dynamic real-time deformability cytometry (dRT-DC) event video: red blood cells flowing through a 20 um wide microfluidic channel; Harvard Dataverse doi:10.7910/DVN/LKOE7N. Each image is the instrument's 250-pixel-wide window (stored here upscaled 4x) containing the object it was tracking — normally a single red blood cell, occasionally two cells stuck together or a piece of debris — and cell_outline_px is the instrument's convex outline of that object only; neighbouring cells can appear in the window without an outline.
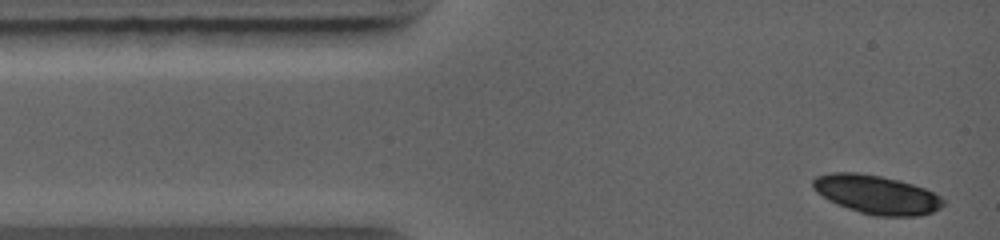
{"species": "common noctule bat (a hibernating species)", "species_latin": "Nyctalus noctula", "temperature_condition": "warm", "stored_images_in_passage": 3, "camera_frame_rate_fps": 5000, "um_per_image_px": 0.085, "animal": {"sex": "female", "body_mass_g": 19.0, "forearm_length_mm": 56.7}, "frame": {"image": 1, "passage_image": 1, "time_ms": 0.0, "image_size_px": [1000, 240], "cell_outline_px": [[944, 204], [940, 208], [932, 212], [920, 216], [872, 216], [836, 204], [828, 200], [816, 192], [812, 188], [812, 180], [816, 176], [828, 172], [856, 172], [880, 176], [900, 180], [924, 188], [940, 196], [944, 200]], "centroid_in_image_um": [74.48, 16.53], "position_along_channel_um": 10.5, "area_um2": 29.59}}